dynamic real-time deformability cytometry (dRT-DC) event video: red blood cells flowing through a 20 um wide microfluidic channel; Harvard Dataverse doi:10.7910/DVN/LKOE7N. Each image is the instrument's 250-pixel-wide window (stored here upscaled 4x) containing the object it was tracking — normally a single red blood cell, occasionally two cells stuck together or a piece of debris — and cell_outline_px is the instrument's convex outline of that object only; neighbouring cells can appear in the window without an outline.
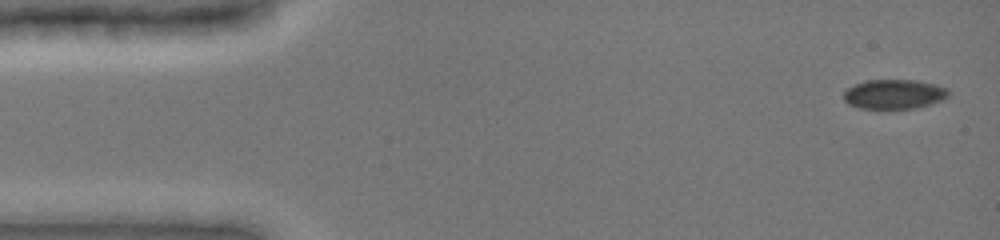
{"species": "common noctule bat (a hibernating species)", "species_latin": "Nyctalus noctula", "temperature_condition": "cold", "stored_images_in_passage": 9, "camera_frame_rate_fps": 3000, "um_per_image_px": 0.085, "animal": {"sex": "female", "body_mass_g": 19.0, "forearm_length_mm": 51.5}, "frame": {"image": 1, "passage_image": 1, "time_ms": 0.0, "image_size_px": [1000, 240], "cell_outline_px": [[948, 96], [944, 100], [916, 108], [860, 108], [848, 104], [844, 100], [844, 92], [848, 88], [864, 80], [916, 80], [936, 84], [948, 88]], "centroid_in_image_um": [76.02, 8.0], "position_along_channel_um": 9.0, "area_um2": 18.03}}
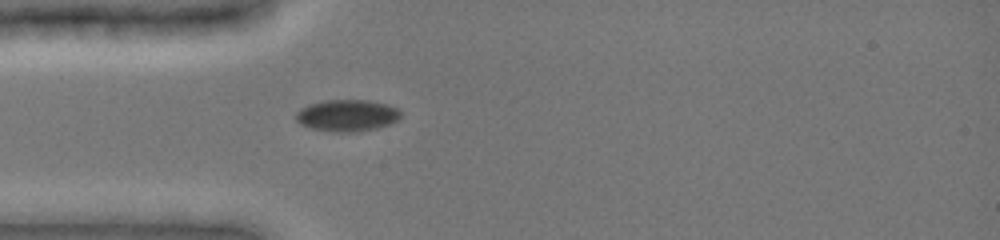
{"frame": {"image": 2, "passage_image": 7, "time_ms": 2.0, "image_size_px": [1000, 240], "cell_outline_px": [[400, 116], [396, 120], [388, 124], [376, 128], [356, 132], [336, 132], [312, 128], [300, 124], [296, 120], [296, 112], [300, 108], [308, 104], [324, 100], [368, 100], [388, 104], [400, 108]], "centroid_in_image_um": [29.49, 9.8], "position_along_channel_um": 55.5, "area_um2": 19.42}}